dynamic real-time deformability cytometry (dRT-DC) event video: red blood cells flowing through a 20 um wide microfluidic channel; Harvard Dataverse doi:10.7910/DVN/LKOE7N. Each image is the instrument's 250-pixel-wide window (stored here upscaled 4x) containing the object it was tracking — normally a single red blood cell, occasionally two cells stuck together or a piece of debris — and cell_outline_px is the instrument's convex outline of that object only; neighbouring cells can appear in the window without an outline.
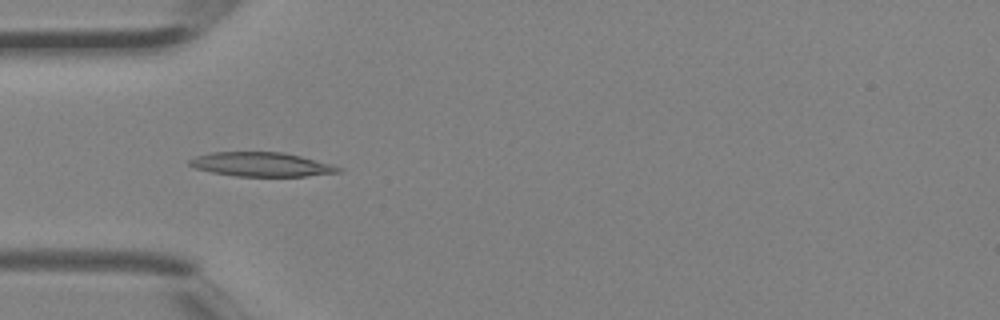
{"species": "Egyptian fruit bat (a non-hibernating species)", "species_latin": "Rousettus aegyptiacus", "temperature_condition": "room temperature", "stored_images_in_passage": 3, "camera_frame_rate_fps": 3000, "um_per_image_px": 0.085, "animal": {"sex": "female"}, "frame": {"image": 1, "passage_image": 3, "time_ms": 0.667, "image_size_px": [1000, 320], "cell_outline_px": [[344, 172], [304, 176], [236, 176], [212, 172], [196, 168], [188, 164], [188, 160], [196, 156], [212, 152], [284, 152], [332, 164], [344, 168]], "centroid_in_image_um": [22.26, 13.97], "position_along_channel_um": 62.7, "area_um2": 20.98}}